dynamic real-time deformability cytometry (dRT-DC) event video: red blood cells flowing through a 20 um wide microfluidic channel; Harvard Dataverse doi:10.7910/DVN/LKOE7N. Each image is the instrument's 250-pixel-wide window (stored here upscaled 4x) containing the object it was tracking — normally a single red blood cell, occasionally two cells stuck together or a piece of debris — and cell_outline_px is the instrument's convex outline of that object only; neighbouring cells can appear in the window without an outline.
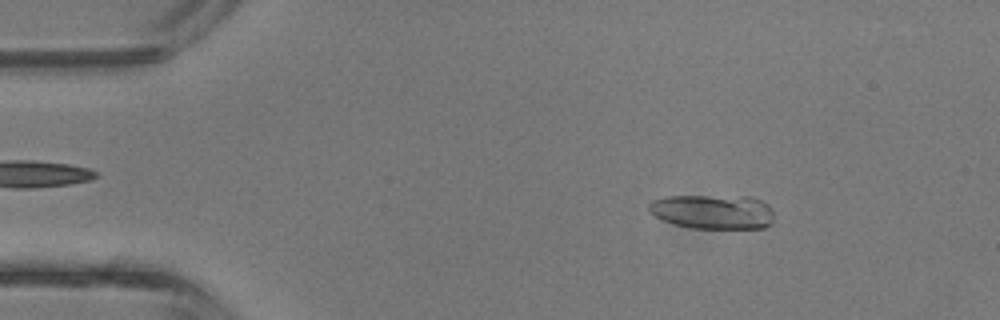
{"species": "common noctule bat (a hibernating species)", "species_latin": "Nyctalus noctula", "temperature_condition": "room temperature", "stored_images_in_passage": 42, "camera_frame_rate_fps": 3000, "um_per_image_px": 0.085, "animal": {"sex": "male", "body_mass_g": 13.3}, "frame": {"image": 1, "passage_image": 6, "time_ms": 1.667, "image_size_px": [1000, 320], "cell_outline_px": [[772, 220], [764, 228], [692, 228], [676, 224], [664, 220], [648, 212], [648, 204], [652, 200], [668, 196], [752, 196], [768, 204], [772, 208]], "centroid_in_image_um": [60.59, 17.98], "position_along_channel_um": 24.4, "area_um2": 25.14}}